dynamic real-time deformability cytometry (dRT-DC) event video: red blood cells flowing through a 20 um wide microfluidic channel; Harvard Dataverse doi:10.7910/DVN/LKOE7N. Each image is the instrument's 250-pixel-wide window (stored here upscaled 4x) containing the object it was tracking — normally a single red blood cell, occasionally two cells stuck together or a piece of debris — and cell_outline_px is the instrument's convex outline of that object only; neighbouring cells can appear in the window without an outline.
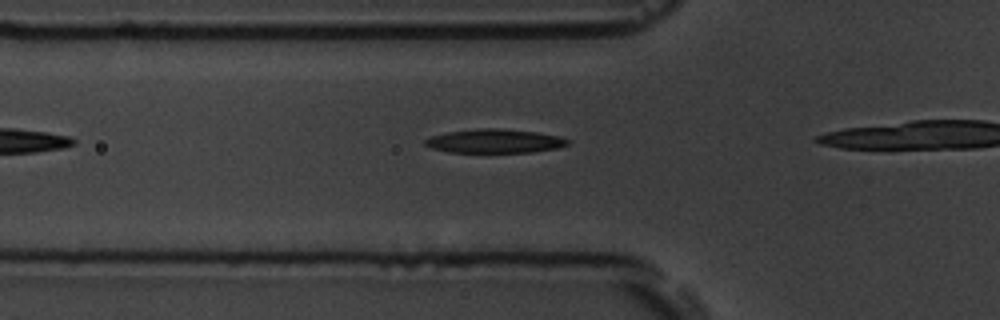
{"species": "common noctule bat (a hibernating species)", "species_latin": "Nyctalus noctula", "temperature_condition": "room temperature", "stored_images_in_passage": 7, "camera_frame_rate_fps": 3000, "um_per_image_px": 0.085, "animal": {"sex": "male", "body_mass_g": 19.5, "forearm_length_mm": 54.6}, "frame": {"image": 1, "passage_image": 2, "time_ms": 0.333, "image_size_px": [1000, 320], "cell_outline_px": [[572, 140], [568, 144], [556, 148], [532, 152], [448, 152], [432, 148], [424, 144], [424, 140], [432, 136], [448, 132], [480, 128], [500, 128], [536, 132], [560, 136]], "centroid_in_image_um": [42.07, 11.99], "position_along_channel_um": 83.7, "area_um2": 19.77}}
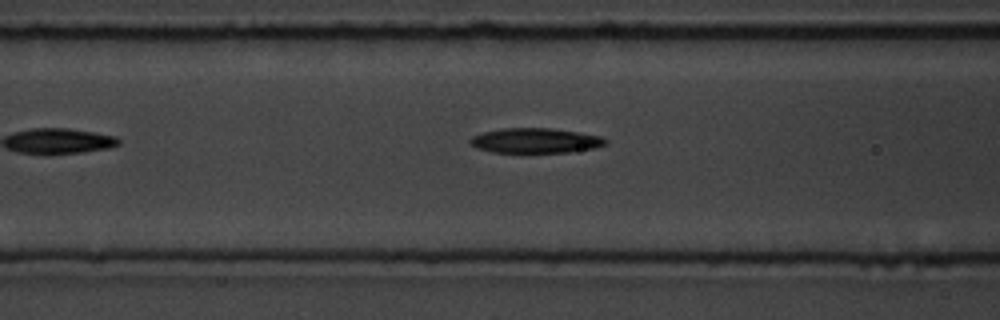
{"frame": {"image": 2, "passage_image": 5, "time_ms": 1.333, "image_size_px": [1000, 320], "cell_outline_px": [[608, 144], [596, 148], [572, 152], [492, 152], [476, 148], [468, 140], [472, 136], [484, 132], [500, 128], [552, 128], [600, 136], [608, 140]], "centroid_in_image_um": [45.53, 11.95], "position_along_channel_um": 121.1, "area_um2": 19.71}}